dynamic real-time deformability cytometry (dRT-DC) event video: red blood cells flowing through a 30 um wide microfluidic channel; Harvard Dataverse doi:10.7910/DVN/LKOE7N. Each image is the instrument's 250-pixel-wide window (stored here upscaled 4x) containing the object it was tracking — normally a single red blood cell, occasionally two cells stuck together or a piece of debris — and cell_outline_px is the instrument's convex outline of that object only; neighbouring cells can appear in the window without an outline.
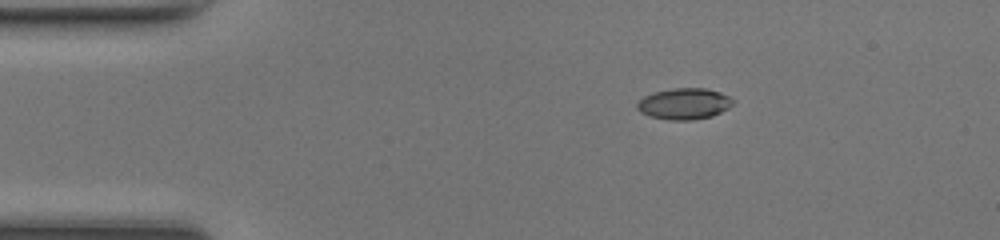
{"species": "common noctule bat (a hibernating species)", "species_latin": "Nyctalus noctula", "temperature_condition": "room temperature", "stored_images_in_passage": 41, "camera_frame_rate_fps": 3000, "um_per_image_px": 0.085, "animal": {"sex": "female", "body_mass_g": 17.0, "forearm_length_mm": 48.0}, "frame": {"image": 1, "passage_image": 1, "time_ms": 0.0, "image_size_px": [1000, 240], "cell_outline_px": [[736, 100], [728, 108], [712, 116], [692, 120], [668, 120], [648, 116], [640, 112], [636, 108], [636, 104], [644, 96], [656, 92], [676, 88], [704, 88], [720, 92]], "centroid_in_image_um": [58.15, 8.83], "position_along_channel_um": 26.8, "area_um2": 17.4}}
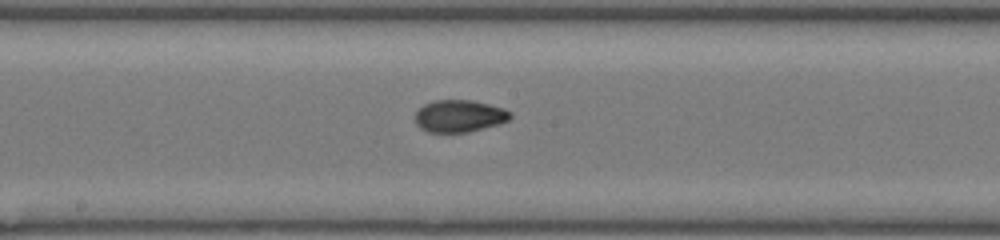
{"frame": {"image": 2, "passage_image": 18, "time_ms": 5.667, "image_size_px": [1000, 240], "cell_outline_px": [[512, 116], [508, 120], [500, 124], [468, 132], [428, 132], [420, 128], [416, 124], [416, 112], [424, 104], [432, 100], [472, 100], [504, 108], [512, 112]], "centroid_in_image_um": [39.06, 9.86], "position_along_channel_um": 209.1, "area_um2": 17.92}}
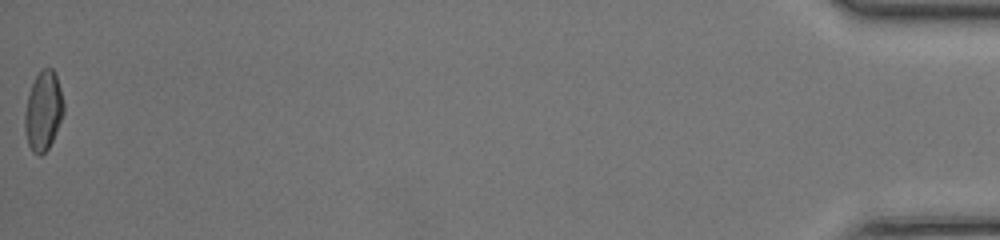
{"frame": {"image": 3, "passage_image": 41, "time_ms": 13.333, "image_size_px": [1000, 240], "cell_outline_px": [[64, 112], [52, 140], [48, 148], [40, 156], [32, 152], [28, 144], [24, 128], [24, 112], [28, 96], [32, 84], [36, 76], [44, 68], [52, 68], [56, 76], [60, 88], [64, 104]], "centroid_in_image_um": [3.67, 9.45], "position_along_channel_um": 431.5, "area_um2": 17.74}, "authors_computed_cell_mechanics": {"area_um2": 17.5134, "velocity_mm_per_s": 4.3176, "shape_relaxation_time_tau1_ms": 11.3172, "shape_relaxation_time_tau2_ms": 1.1322, "deformation_change_tau1": 0.3016, "deformation_change_tau2": 0.0529}}